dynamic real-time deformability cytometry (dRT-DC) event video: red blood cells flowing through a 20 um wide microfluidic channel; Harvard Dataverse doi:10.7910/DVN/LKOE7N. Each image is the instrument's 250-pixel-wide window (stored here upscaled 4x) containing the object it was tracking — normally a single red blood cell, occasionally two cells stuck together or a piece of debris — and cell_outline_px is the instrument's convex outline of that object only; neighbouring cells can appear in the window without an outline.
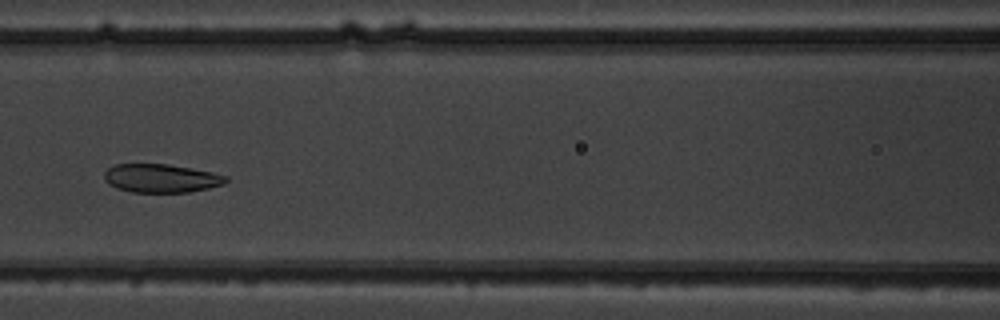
{"species": "common noctule bat (a hibernating species)", "species_latin": "Nyctalus noctula", "temperature_condition": "warm", "stored_images_in_passage": 6, "camera_frame_rate_fps": 3000, "um_per_image_px": 0.085, "animal": {"sex": "male", "body_mass_g": 19.5, "forearm_length_mm": 54.6}, "frame": {"image": 1, "passage_image": 6, "time_ms": 6.0, "image_size_px": [1000, 320], "cell_outline_px": [[228, 180], [224, 184], [208, 188], [188, 192], [132, 192], [116, 188], [108, 184], [104, 180], [104, 172], [108, 168], [116, 164], [168, 164], [212, 172], [228, 176]], "centroid_in_image_um": [13.68, 15.15], "position_along_channel_um": 152.9, "area_um2": 20.23}}